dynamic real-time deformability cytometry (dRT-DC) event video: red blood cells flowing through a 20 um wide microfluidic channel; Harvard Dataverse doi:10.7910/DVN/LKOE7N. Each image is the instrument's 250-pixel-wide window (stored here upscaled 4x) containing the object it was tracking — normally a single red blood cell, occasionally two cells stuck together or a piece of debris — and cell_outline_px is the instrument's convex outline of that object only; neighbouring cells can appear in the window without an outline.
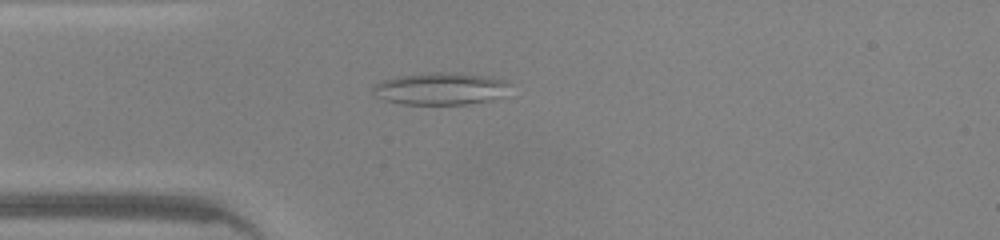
{"species": "common noctule bat (a hibernating species)", "species_latin": "Nyctalus noctula", "temperature_condition": "warm", "stored_images_in_passage": 36, "camera_frame_rate_fps": 3000, "um_per_image_px": 0.085, "animal": {"sex": "male", "body_mass_g": 20.0, "forearm_length_mm": 53.3}, "frame": {"image": 1, "passage_image": 2, "time_ms": 0.333, "image_size_px": [1000, 240], "cell_outline_px": [[512, 84], [504, 96], [492, 100], [464, 104], [404, 104], [384, 100], [376, 96], [372, 92], [372, 84], [396, 76], [428, 72], [456, 72], [492, 76], [504, 80]], "centroid_in_image_um": [37.47, 7.52], "position_along_channel_um": 47.5, "area_um2": 26.24}}
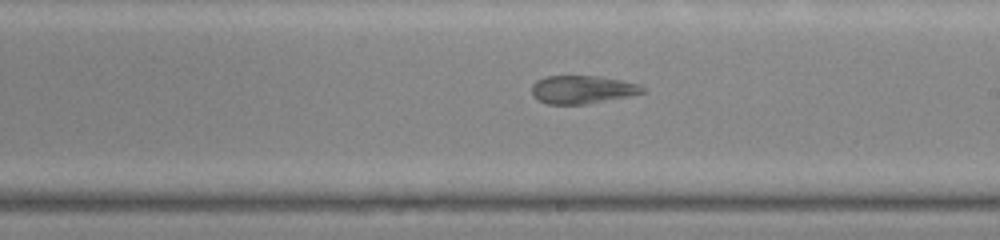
{"frame": {"image": 2, "passage_image": 16, "time_ms": 5.0, "image_size_px": [1000, 240], "cell_outline_px": [[644, 92], [628, 96], [588, 104], [548, 104], [532, 96], [532, 84], [536, 80], [548, 76], [600, 76], [640, 84], [644, 88]], "centroid_in_image_um": [49.48, 7.61], "position_along_channel_um": 239.5, "area_um2": 18.09}}
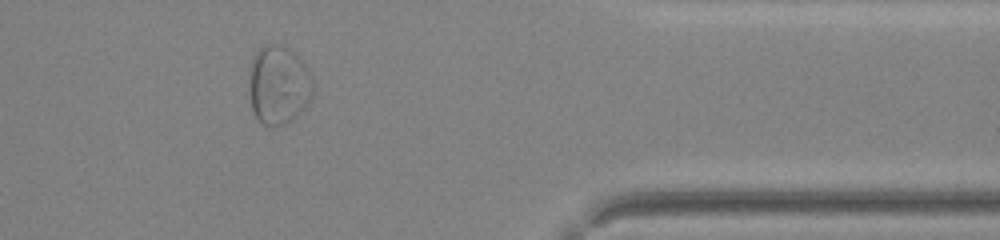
{"frame": {"image": 3, "passage_image": 28, "time_ms": 9.0, "image_size_px": [1000, 240], "cell_outline_px": [[312, 100], [292, 120], [284, 124], [268, 128], [256, 116], [252, 108], [252, 60], [256, 52], [264, 44], [276, 44], [288, 48], [304, 60], [312, 76]], "centroid_in_image_um": [23.75, 7.22], "position_along_channel_um": 387.6, "area_um2": 28.96}}